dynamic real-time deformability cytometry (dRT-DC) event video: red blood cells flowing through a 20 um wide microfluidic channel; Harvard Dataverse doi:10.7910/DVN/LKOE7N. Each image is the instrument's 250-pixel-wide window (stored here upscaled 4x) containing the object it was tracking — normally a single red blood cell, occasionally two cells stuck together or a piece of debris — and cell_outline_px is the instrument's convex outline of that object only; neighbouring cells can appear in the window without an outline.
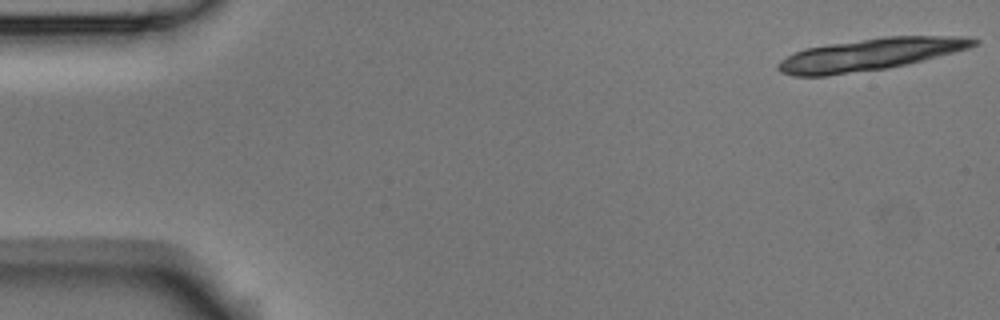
{"species": "Egyptian fruit bat (a non-hibernating species)", "species_latin": "Rousettus aegyptiacus", "temperature_condition": "room temperature", "stored_images_in_passage": 5, "camera_frame_rate_fps": 3000, "um_per_image_px": 0.085, "animal": {"sex": "male"}, "frame": {"image": 1, "passage_image": 1, "time_ms": 0.0, "image_size_px": [1000, 320], "cell_outline_px": [[980, 44], [968, 48], [924, 60], [908, 64], [888, 68], [828, 76], [792, 76], [780, 72], [776, 68], [776, 64], [780, 60], [804, 48], [884, 36], [960, 36], [980, 40]], "centroid_in_image_um": [73.94, 4.64], "position_along_channel_um": 11.1, "area_um2": 36.59}}